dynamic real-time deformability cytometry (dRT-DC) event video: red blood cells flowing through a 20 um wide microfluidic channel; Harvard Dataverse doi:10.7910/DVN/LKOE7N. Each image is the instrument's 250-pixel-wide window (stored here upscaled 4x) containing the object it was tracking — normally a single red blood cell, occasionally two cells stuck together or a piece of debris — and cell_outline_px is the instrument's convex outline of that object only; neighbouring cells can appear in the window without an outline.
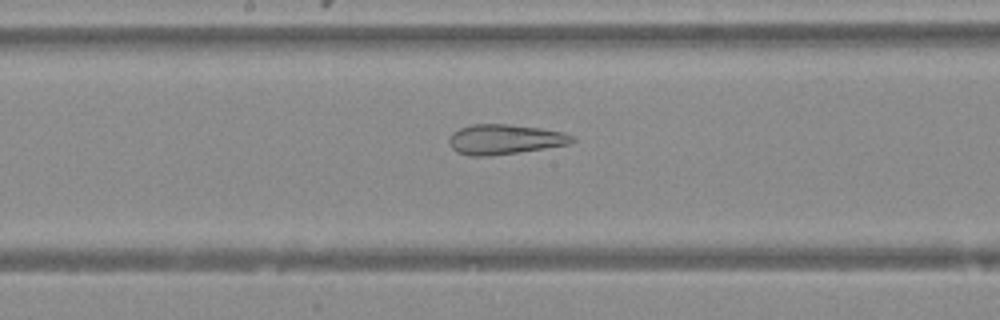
{"species": "Egyptian fruit bat (a non-hibernating species)", "species_latin": "Rousettus aegyptiacus", "temperature_condition": "warm", "stored_images_in_passage": 34, "camera_frame_rate_fps": 3000, "um_per_image_px": 0.085, "animal": {"sex": "female"}, "frame": {"image": 1, "passage_image": 20, "time_ms": 6.333, "image_size_px": [1000, 320], "cell_outline_px": [[576, 140], [572, 144], [488, 156], [472, 156], [456, 152], [452, 148], [448, 140], [452, 132], [460, 128], [472, 124], [508, 124], [540, 128], [564, 132], [572, 136]], "centroid_in_image_um": [42.9, 11.84], "position_along_channel_um": 205.3, "area_um2": 21.44}}